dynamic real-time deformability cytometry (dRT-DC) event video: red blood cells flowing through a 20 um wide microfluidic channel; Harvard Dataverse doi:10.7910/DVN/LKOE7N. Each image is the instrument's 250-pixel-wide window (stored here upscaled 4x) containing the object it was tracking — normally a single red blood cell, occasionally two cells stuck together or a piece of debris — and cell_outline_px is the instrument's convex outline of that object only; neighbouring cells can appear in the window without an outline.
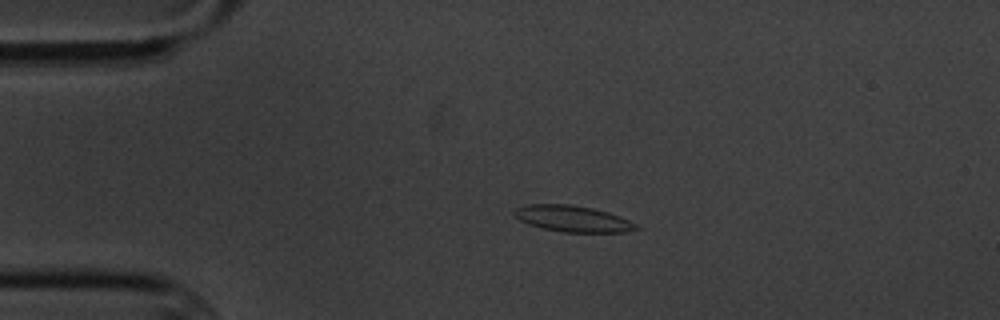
{"species": "common noctule bat (a hibernating species)", "species_latin": "Nyctalus noctula", "temperature_condition": "cold", "stored_images_in_passage": 3, "camera_frame_rate_fps": 3000, "um_per_image_px": 0.085, "animal": {"sex": "male", "body_mass_g": 20.1, "forearm_length_mm": 53.5}, "frame": {"image": 1, "passage_image": 2, "time_ms": 1.333, "image_size_px": [1000, 320], "cell_outline_px": [[640, 228], [624, 232], [564, 232], [544, 228], [528, 224], [520, 220], [512, 212], [516, 208], [524, 204], [572, 204], [592, 208], [608, 212], [620, 216], [636, 224]], "centroid_in_image_um": [48.66, 18.58], "position_along_channel_um": 36.3, "area_um2": 18.55}}